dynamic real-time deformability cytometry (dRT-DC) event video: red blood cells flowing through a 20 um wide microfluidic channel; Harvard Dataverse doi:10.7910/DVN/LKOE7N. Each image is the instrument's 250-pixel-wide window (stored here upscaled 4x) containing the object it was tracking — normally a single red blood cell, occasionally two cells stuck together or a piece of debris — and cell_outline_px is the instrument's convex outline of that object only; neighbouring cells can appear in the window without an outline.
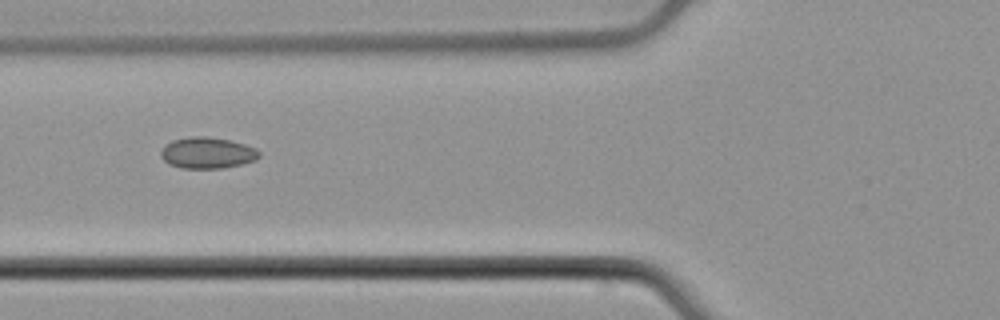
{"species": "common noctule bat (a hibernating species)", "species_latin": "Nyctalus noctula", "temperature_condition": "cold", "stored_images_in_passage": 7, "camera_frame_rate_fps": 3000, "um_per_image_px": 0.085, "animal": {"sex": "male", "body_mass_g": 21.5, "forearm_length_mm": 52.0}, "frame": {"image": 1, "passage_image": 5, "time_ms": 1.333, "image_size_px": [1000, 320], "cell_outline_px": [[260, 156], [256, 160], [224, 168], [180, 168], [168, 164], [160, 156], [160, 152], [164, 144], [172, 140], [192, 136], [208, 136], [232, 140], [256, 148], [260, 152]], "centroid_in_image_um": [17.61, 12.98], "position_along_channel_um": 108.2, "area_um2": 18.15}}
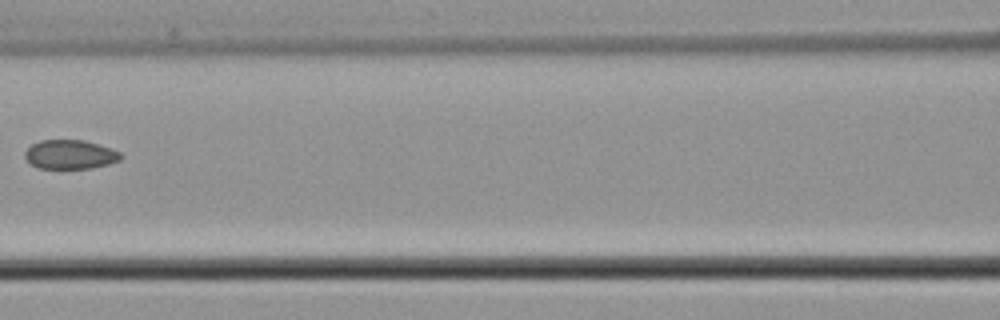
{"frame": {"image": 2, "passage_image": 6, "time_ms": 1.667, "image_size_px": [1000, 320], "cell_outline_px": [[124, 156], [120, 160], [108, 164], [92, 168], [36, 168], [24, 156], [24, 152], [32, 144], [40, 140], [84, 140], [112, 148], [120, 152]], "centroid_in_image_um": [5.98, 13.12], "position_along_channel_um": 160.6, "area_um2": 16.3}}
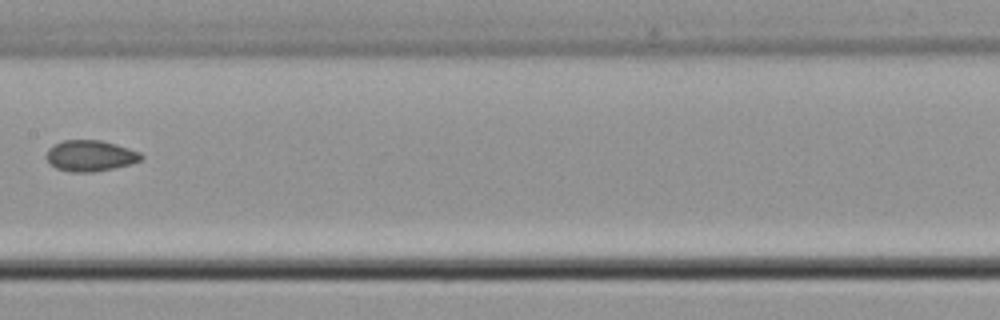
{"frame": {"image": 3, "passage_image": 7, "time_ms": 2.0, "image_size_px": [1000, 320], "cell_outline_px": [[144, 156], [140, 160], [128, 164], [112, 168], [92, 172], [68, 172], [56, 168], [44, 156], [48, 148], [64, 140], [100, 140], [116, 144], [140, 152]], "centroid_in_image_um": [7.64, 13.23], "position_along_channel_um": 199.8, "area_um2": 16.99}}